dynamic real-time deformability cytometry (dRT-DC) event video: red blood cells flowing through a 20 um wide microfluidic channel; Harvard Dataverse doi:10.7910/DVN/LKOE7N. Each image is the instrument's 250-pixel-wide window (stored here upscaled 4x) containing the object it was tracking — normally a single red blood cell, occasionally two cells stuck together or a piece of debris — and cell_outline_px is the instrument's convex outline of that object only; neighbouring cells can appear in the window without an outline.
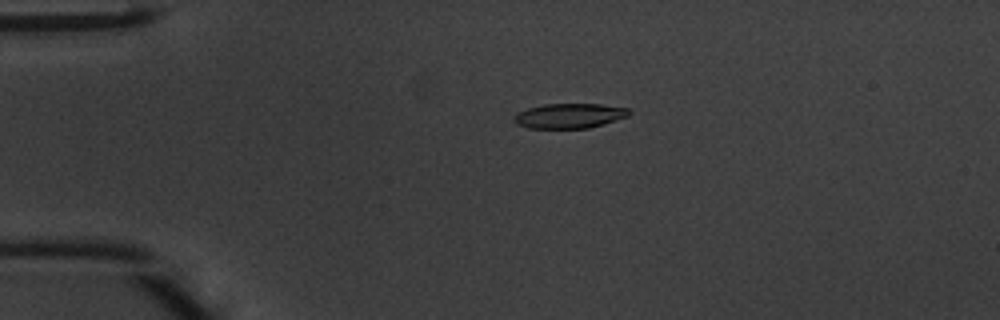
{"species": "common noctule bat (a hibernating species)", "species_latin": "Nyctalus noctula", "temperature_condition": "warm", "stored_images_in_passage": 48, "camera_frame_rate_fps": 3000, "um_per_image_px": 0.085, "animal": {"sex": "male", "body_mass_g": 20.1, "forearm_length_mm": 53.5}, "frame": {"image": 1, "passage_image": 11, "time_ms": 3.333, "image_size_px": [1000, 320], "cell_outline_px": [[632, 112], [628, 116], [604, 124], [588, 128], [528, 128], [516, 124], [512, 120], [512, 116], [516, 112], [528, 108], [544, 104], [600, 104], [628, 108]], "centroid_in_image_um": [48.36, 9.84], "position_along_channel_um": 36.6, "area_um2": 16.82}}
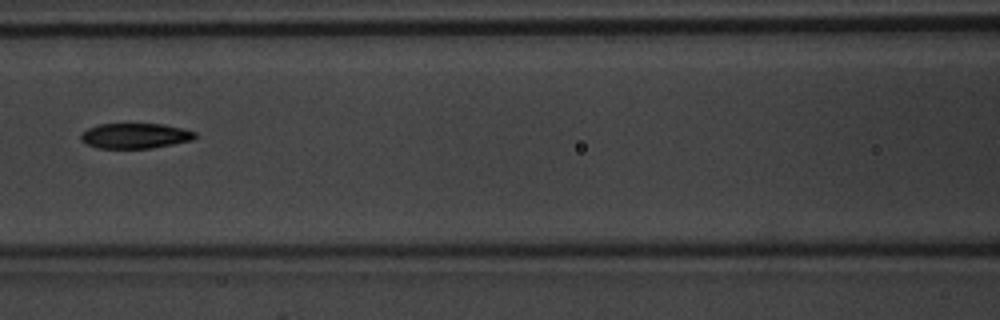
{"frame": {"image": 2, "passage_image": 22, "time_ms": 7.0, "image_size_px": [1000, 320], "cell_outline_px": [[196, 136], [192, 140], [152, 148], [96, 148], [80, 140], [80, 136], [88, 128], [100, 124], [164, 124], [196, 132]], "centroid_in_image_um": [11.48, 11.54], "position_along_channel_um": 155.1, "area_um2": 16.65}}
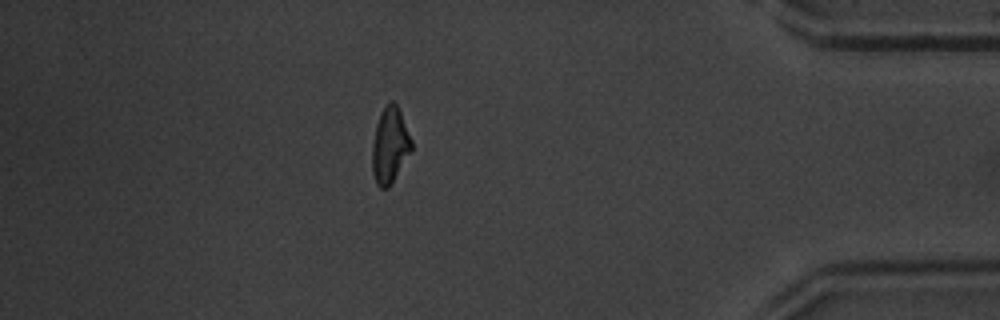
{"frame": {"image": 3, "passage_image": 42, "time_ms": 13.667, "image_size_px": [1000, 320], "cell_outline_px": [[412, 152], [388, 188], [380, 188], [376, 184], [372, 172], [372, 144], [376, 124], [380, 112], [392, 100], [396, 104], [400, 112], [412, 140]], "centroid_in_image_um": [33.14, 12.39], "position_along_channel_um": 402.1, "area_um2": 17.4}, "authors_computed_cell_mechanics": {"area_um2": 17.2822, "velocity_mm_per_s": 4.2739, "shape_relaxation_time_tau1_ms": 2.7774, "shape_relaxation_time_tau2_ms": 3.0379, "deformation_change_tau1": 0.1381, "deformation_change_tau2": 0.0901}}